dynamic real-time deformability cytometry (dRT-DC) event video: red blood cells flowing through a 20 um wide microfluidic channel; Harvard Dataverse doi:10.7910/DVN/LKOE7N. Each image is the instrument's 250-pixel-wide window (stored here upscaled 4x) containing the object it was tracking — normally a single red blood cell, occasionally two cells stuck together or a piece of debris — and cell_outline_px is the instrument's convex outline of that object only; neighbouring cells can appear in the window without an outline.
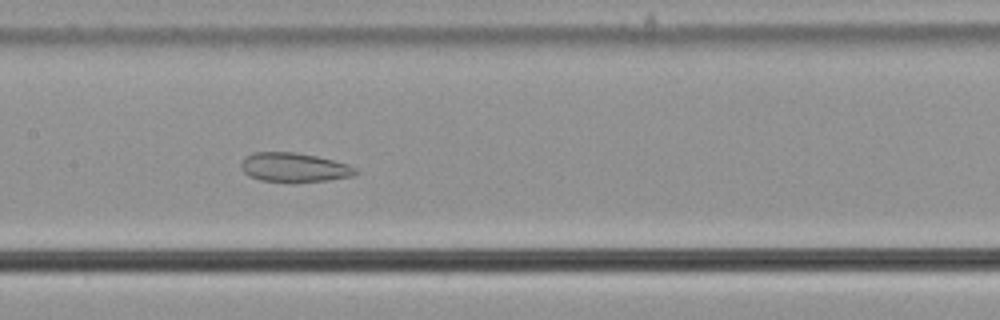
{"species": "common noctule bat (a hibernating species)", "species_latin": "Nyctalus noctula", "temperature_condition": "cold", "stored_images_in_passage": 57, "camera_frame_rate_fps": 3000, "um_per_image_px": 0.085, "animal": {"sex": "male", "body_mass_g": 21.5, "forearm_length_mm": 52.0}, "frame": {"image": 1, "passage_image": 27, "time_ms": 8.667, "image_size_px": [1000, 320], "cell_outline_px": [[360, 172], [352, 176], [328, 180], [296, 184], [292, 184], [260, 180], [248, 176], [240, 168], [240, 164], [252, 152], [296, 152], [316, 156], [348, 164], [356, 168]], "centroid_in_image_um": [25.0, 14.26], "position_along_channel_um": 182.4, "area_um2": 20.0}}
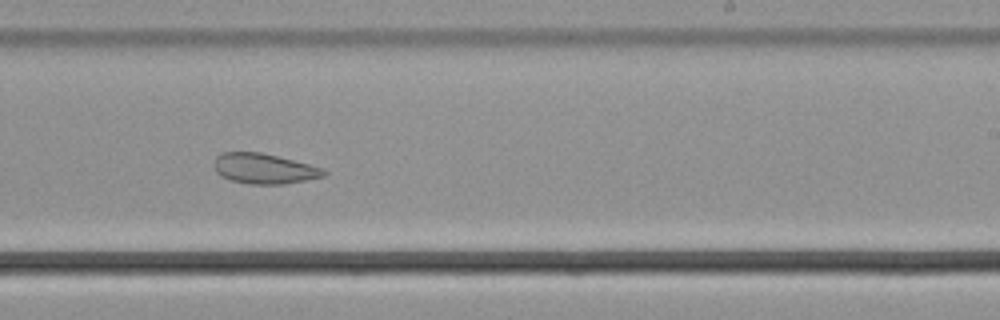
{"frame": {"image": 2, "passage_image": 34, "time_ms": 11.0, "image_size_px": [1000, 320], "cell_outline_px": [[328, 172], [324, 176], [284, 184], [248, 184], [232, 180], [220, 176], [216, 172], [216, 156], [224, 152], [260, 152], [324, 168]], "centroid_in_image_um": [22.46, 14.34], "position_along_channel_um": 266.5, "area_um2": 19.07}}
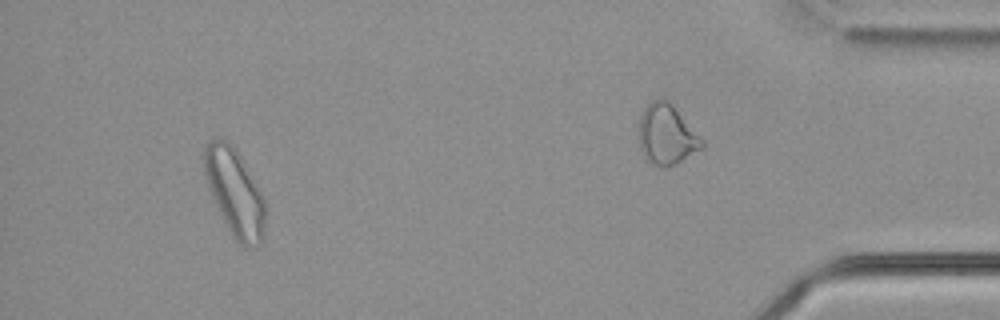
{"frame": {"image": 3, "passage_image": 52, "time_ms": 17.0, "image_size_px": [1000, 320], "cell_outline_px": [[264, 240], [256, 248], [244, 248], [232, 236], [208, 188], [204, 176], [204, 148], [208, 140], [228, 140], [232, 144], [240, 156], [264, 196]], "centroid_in_image_um": [19.96, 16.39], "position_along_channel_um": 415.2, "area_um2": 30.92}, "authors_computed_cell_mechanics": {"area_um2": 26.877, "velocity_mm_per_s": 3.6171, "shape_relaxation_time_tau1_ms": null, "shape_relaxation_time_tau2_ms": 2.4695, "deformation_change_tau1": null, "deformation_change_tau2": 0.0854}}